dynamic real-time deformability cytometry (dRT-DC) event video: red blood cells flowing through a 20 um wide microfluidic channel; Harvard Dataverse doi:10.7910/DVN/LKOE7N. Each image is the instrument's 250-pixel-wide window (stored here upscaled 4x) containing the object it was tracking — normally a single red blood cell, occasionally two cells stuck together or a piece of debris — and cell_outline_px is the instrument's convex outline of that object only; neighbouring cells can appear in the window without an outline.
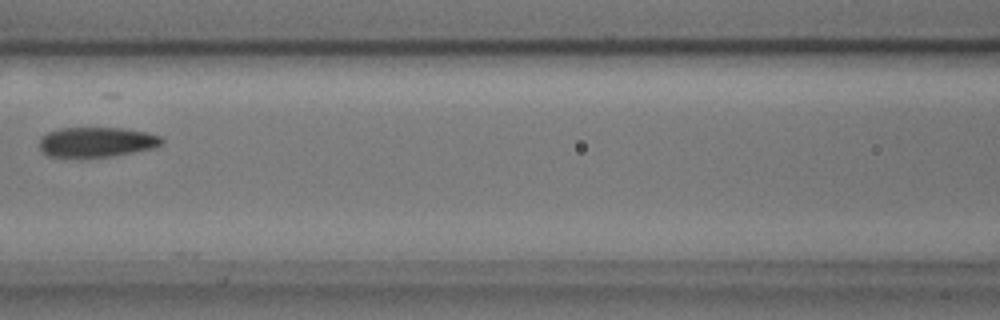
{"species": "common noctule bat (a hibernating species)", "species_latin": "Nyctalus noctula", "temperature_condition": "cold", "stored_images_in_passage": 8, "camera_frame_rate_fps": 3000, "um_per_image_px": 0.085, "animal": {"sex": "male", "body_mass_g": 17.9, "forearm_length_mm": 54.2}, "frame": {"image": 1, "passage_image": 7, "time_ms": 2.0, "image_size_px": [1000, 320], "cell_outline_px": [[164, 144], [156, 148], [112, 156], [80, 160], [48, 156], [40, 148], [40, 140], [48, 132], [60, 128], [124, 128], [144, 132], [160, 136], [164, 140]], "centroid_in_image_um": [8.22, 12.12], "position_along_channel_um": 158.4, "area_um2": 22.02}}